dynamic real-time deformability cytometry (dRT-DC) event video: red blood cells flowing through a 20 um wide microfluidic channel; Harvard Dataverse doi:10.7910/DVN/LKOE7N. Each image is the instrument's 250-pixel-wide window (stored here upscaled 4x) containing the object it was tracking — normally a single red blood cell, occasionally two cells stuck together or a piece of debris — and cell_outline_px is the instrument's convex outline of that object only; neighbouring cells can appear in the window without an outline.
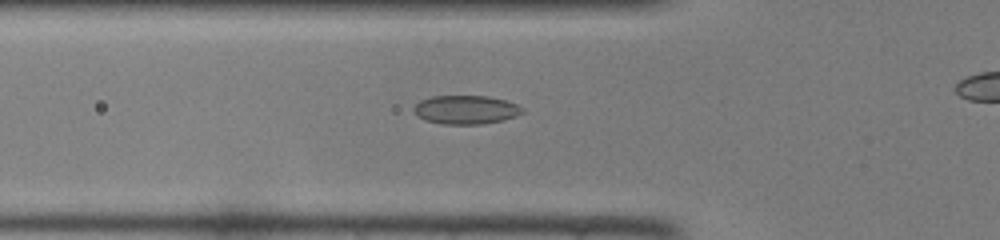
{"species": "common noctule bat (a hibernating species)", "species_latin": "Nyctalus noctula", "temperature_condition": "room temperature", "stored_images_in_passage": 38, "camera_frame_rate_fps": 3000, "um_per_image_px": 0.085, "animal": {"sex": "female", "body_mass_g": 22.0, "forearm_length_mm": 56.7}, "frame": {"image": 1, "passage_image": 16, "time_ms": 5.0, "image_size_px": [1000, 240], "cell_outline_px": [[524, 112], [516, 116], [504, 120], [484, 124], [440, 124], [424, 120], [416, 116], [412, 108], [420, 100], [432, 96], [488, 96], [504, 100], [516, 104], [524, 108]], "centroid_in_image_um": [39.58, 9.33], "position_along_channel_um": 86.2, "area_um2": 18.38}}
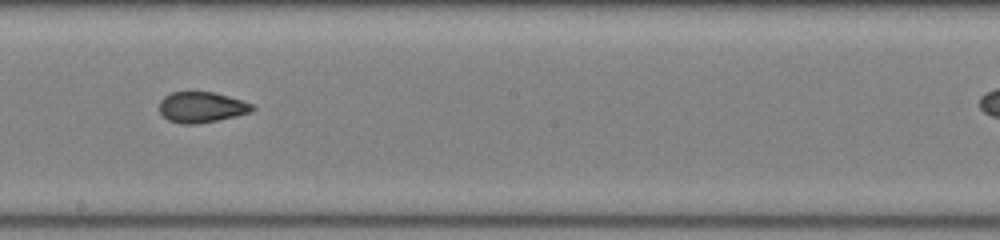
{"frame": {"image": 2, "passage_image": 26, "time_ms": 8.333, "image_size_px": [1000, 240], "cell_outline_px": [[256, 108], [252, 112], [236, 116], [196, 124], [184, 124], [168, 120], [160, 112], [160, 100], [164, 96], [172, 92], [212, 92], [228, 96], [252, 104]], "centroid_in_image_um": [17.14, 9.11], "position_along_channel_um": 231.1, "area_um2": 16.47}}
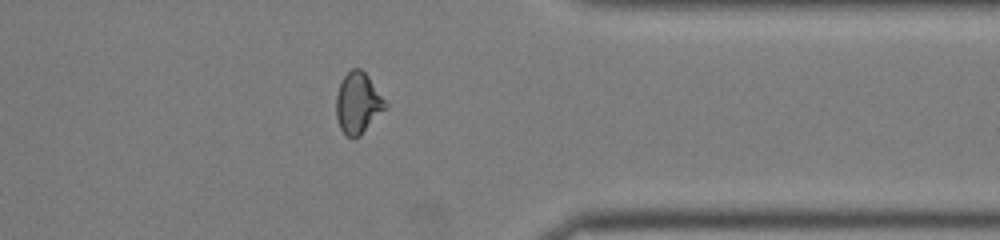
{"frame": {"image": 3, "passage_image": 37, "time_ms": 12.0, "image_size_px": [1000, 240], "cell_outline_px": [[388, 108], [360, 136], [352, 140], [340, 128], [336, 116], [336, 96], [340, 84], [344, 76], [352, 68], [360, 68], [368, 76], [388, 104]], "centroid_in_image_um": [30.45, 8.79], "position_along_channel_um": 381.0, "area_um2": 17.63}}